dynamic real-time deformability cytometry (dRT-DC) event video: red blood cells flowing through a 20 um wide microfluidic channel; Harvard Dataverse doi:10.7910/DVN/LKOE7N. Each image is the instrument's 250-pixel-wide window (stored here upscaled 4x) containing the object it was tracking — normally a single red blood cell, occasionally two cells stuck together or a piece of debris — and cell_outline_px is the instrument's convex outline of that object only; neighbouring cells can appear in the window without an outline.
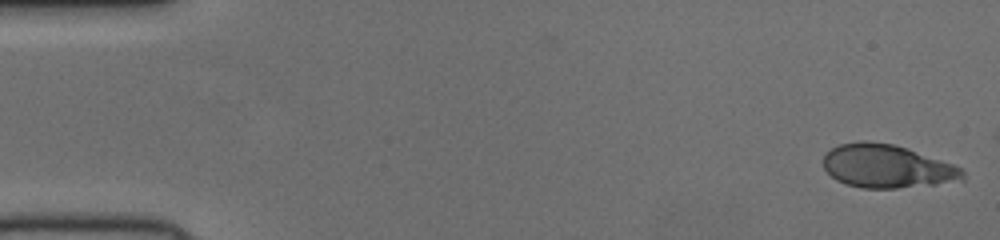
{"species": "human", "species_latin": "Homo sapiens", "temperature_condition": "cold", "stored_images_in_passage": 51, "camera_frame_rate_fps": 3000, "um_per_image_px": 0.085, "donor": {"sex": "female"}, "frame": {"image": 1, "passage_image": 1, "time_ms": 0.0, "image_size_px": [1000, 240], "cell_outline_px": [[964, 180], [936, 184], [896, 188], [860, 188], [844, 184], [836, 180], [824, 168], [824, 152], [840, 144], [860, 140], [868, 140], [892, 144], [908, 148], [952, 164], [960, 168], [964, 172]], "centroid_in_image_um": [75.36, 14.13], "position_along_channel_um": 9.6, "area_um2": 35.26}}
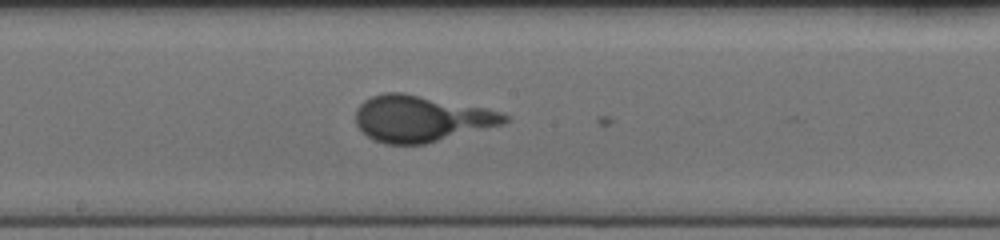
{"frame": {"image": 2, "passage_image": 27, "time_ms": 8.667, "image_size_px": [1000, 240], "cell_outline_px": [[512, 116], [504, 124], [424, 144], [384, 144], [368, 136], [356, 124], [356, 108], [364, 100], [372, 96], [384, 92], [404, 92], [484, 108], [500, 112]], "centroid_in_image_um": [35.79, 10.07], "position_along_channel_um": 212.4, "area_um2": 39.94}}
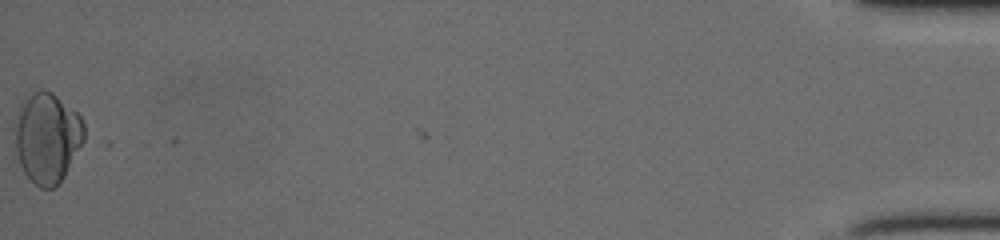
{"frame": {"image": 3, "passage_image": 51, "time_ms": 16.667, "image_size_px": [1000, 240], "cell_outline_px": [[84, 140], [64, 176], [52, 188], [40, 188], [24, 172], [20, 164], [16, 152], [16, 128], [20, 112], [24, 100], [40, 88], [44, 88], [52, 92], [76, 112], [80, 116], [84, 124]], "centroid_in_image_um": [4.04, 11.7], "position_along_channel_um": 431.2, "area_um2": 35.55}}